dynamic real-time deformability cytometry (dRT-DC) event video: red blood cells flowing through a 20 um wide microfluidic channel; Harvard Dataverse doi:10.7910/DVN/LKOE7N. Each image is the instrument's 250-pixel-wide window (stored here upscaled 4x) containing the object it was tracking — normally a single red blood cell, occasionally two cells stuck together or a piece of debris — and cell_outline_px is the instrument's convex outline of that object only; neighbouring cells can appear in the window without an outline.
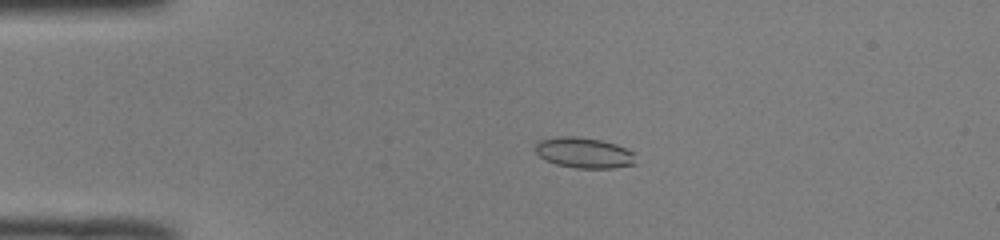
{"species": "common noctule bat (a hibernating species)", "species_latin": "Nyctalus noctula", "temperature_condition": "room temperature", "stored_images_in_passage": 51, "camera_frame_rate_fps": 3000, "um_per_image_px": 0.085, "animal": {"sex": "male", "body_mass_g": 19.0, "forearm_length_mm": 50.8}, "frame": {"image": 1, "passage_image": 12, "time_ms": 3.667, "image_size_px": [1000, 240], "cell_outline_px": [[636, 164], [612, 168], [576, 168], [556, 164], [544, 160], [536, 152], [536, 144], [540, 140], [556, 136], [576, 136], [600, 140], [616, 144], [632, 152]], "centroid_in_image_um": [49.61, 12.98], "position_along_channel_um": 35.4, "area_um2": 17.8}}
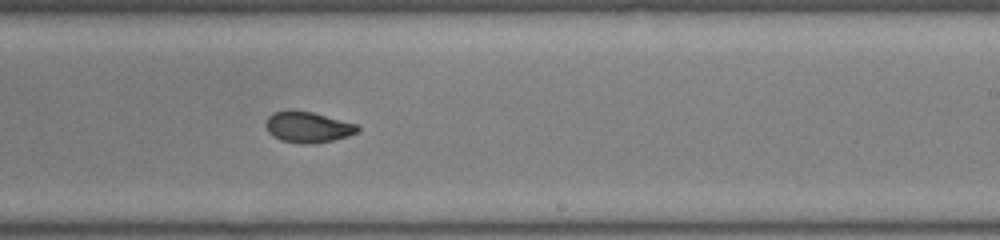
{"frame": {"image": 2, "passage_image": 32, "time_ms": 10.333, "image_size_px": [1000, 240], "cell_outline_px": [[360, 132], [348, 136], [332, 140], [312, 144], [300, 144], [280, 140], [272, 136], [268, 132], [264, 124], [268, 116], [272, 112], [288, 108], [292, 108], [312, 112], [356, 124], [360, 128]], "centroid_in_image_um": [26.11, 10.78], "position_along_channel_um": 262.9, "area_um2": 16.99}}
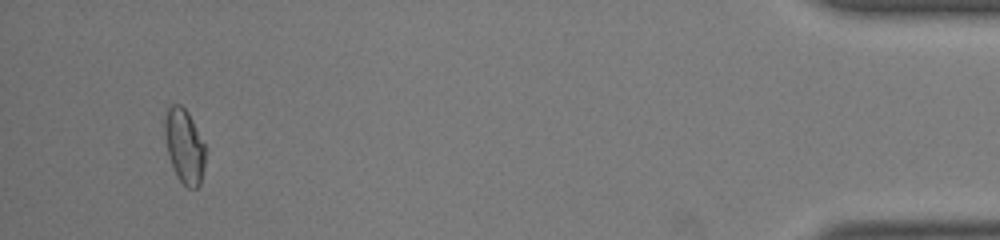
{"frame": {"image": 3, "passage_image": 49, "time_ms": 16.0, "image_size_px": [1000, 240], "cell_outline_px": [[204, 164], [200, 184], [196, 188], [188, 188], [176, 176], [168, 156], [164, 136], [164, 120], [168, 108], [172, 104], [180, 104], [188, 112], [204, 144]], "centroid_in_image_um": [15.64, 12.41], "position_along_channel_um": 419.6, "area_um2": 17.46}, "authors_computed_cell_mechanics": {"area_um2": 17.1666, "velocity_mm_per_s": 4.039, "shape_relaxation_time_tau1_ms": null, "shape_relaxation_time_tau2_ms": 1.1494, "deformation_change_tau1": null, "deformation_change_tau2": 0.0516}}